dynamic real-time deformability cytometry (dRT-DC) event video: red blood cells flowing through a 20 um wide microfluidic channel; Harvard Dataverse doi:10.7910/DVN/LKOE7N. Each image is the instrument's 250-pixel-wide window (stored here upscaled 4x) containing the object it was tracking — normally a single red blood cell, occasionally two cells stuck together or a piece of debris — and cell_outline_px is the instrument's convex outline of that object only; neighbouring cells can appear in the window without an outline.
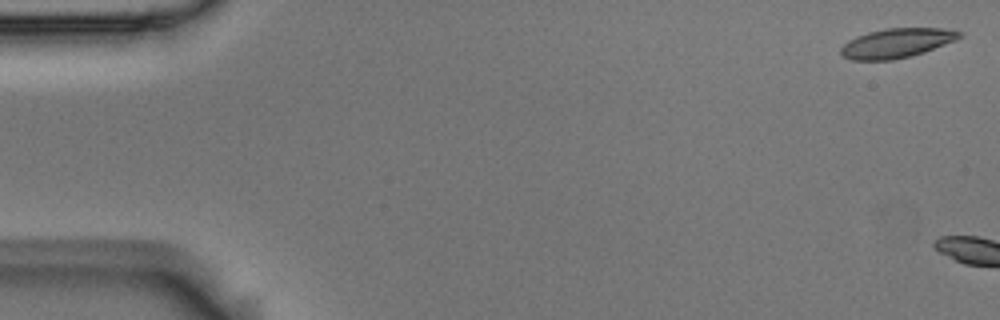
{"species": "Egyptian fruit bat (a non-hibernating species)", "species_latin": "Rousettus aegyptiacus", "temperature_condition": "room temperature", "stored_images_in_passage": 2, "camera_frame_rate_fps": 3000, "um_per_image_px": 0.085, "animal": {"sex": "male"}, "frame": {"image": 1, "passage_image": 1, "time_ms": 0.0, "image_size_px": [1000, 320], "cell_outline_px": [[964, 36], [956, 40], [924, 52], [912, 56], [892, 60], [852, 60], [840, 56], [840, 48], [848, 40], [856, 36], [868, 32], [884, 28], [944, 28], [960, 32]], "centroid_in_image_um": [76.19, 3.66], "position_along_channel_um": 8.8, "area_um2": 20.52}}